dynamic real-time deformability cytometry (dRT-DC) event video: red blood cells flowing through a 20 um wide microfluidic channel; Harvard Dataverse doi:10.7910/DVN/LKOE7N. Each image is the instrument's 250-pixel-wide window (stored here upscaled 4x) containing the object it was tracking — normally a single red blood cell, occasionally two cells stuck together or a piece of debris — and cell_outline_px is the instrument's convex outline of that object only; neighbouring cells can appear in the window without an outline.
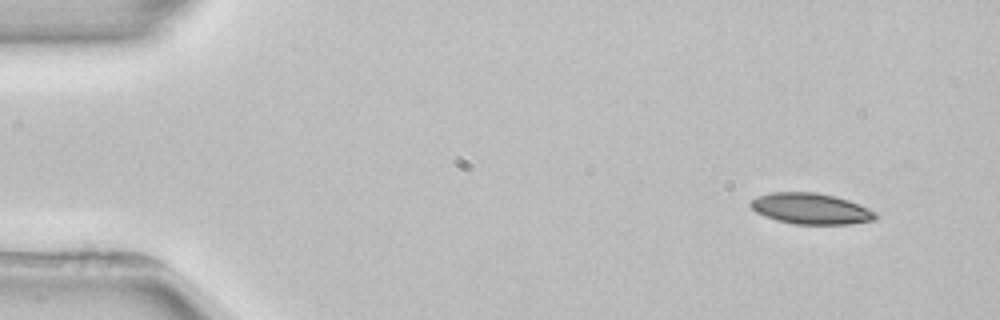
{"species": "common noctule bat (a hibernating species)", "species_latin": "Nyctalus noctula", "temperature_condition": "room temperature", "stored_images_in_passage": 3, "camera_frame_rate_fps": 3000, "um_per_image_px": 0.085, "animal": {"sex": "female", "body_mass_g": 22.7, "forearm_length_mm": 54.2}, "frame": {"image": 1, "passage_image": 1, "time_ms": 0.0, "image_size_px": [1000, 320], "cell_outline_px": [[880, 216], [876, 220], [852, 224], [792, 224], [776, 220], [764, 216], [756, 212], [748, 204], [756, 196], [772, 192], [816, 192], [836, 196], [848, 200], [868, 208], [876, 212]], "centroid_in_image_um": [68.94, 17.74], "position_along_channel_um": 16.1, "area_um2": 22.83}}